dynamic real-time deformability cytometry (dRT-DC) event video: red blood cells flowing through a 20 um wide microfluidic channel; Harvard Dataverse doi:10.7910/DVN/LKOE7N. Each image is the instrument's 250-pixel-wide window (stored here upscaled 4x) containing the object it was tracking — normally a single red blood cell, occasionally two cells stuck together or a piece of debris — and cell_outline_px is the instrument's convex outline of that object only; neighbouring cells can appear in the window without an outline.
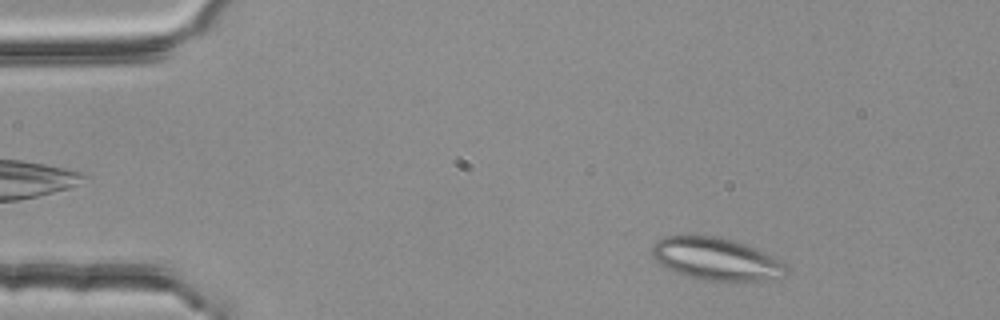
{"species": "common noctule bat (a hibernating species)", "species_latin": "Nyctalus noctula", "temperature_condition": "room temperature", "stored_images_in_passage": 3, "camera_frame_rate_fps": 3000, "um_per_image_px": 0.085, "animal": {"sex": "female", "body_mass_g": 25.1}, "frame": {"image": 1, "passage_image": 3, "time_ms": 0.667, "image_size_px": [1000, 320], "cell_outline_px": [[788, 272], [784, 276], [760, 280], [704, 280], [688, 276], [676, 272], [660, 264], [652, 256], [652, 248], [664, 236], [716, 236], [732, 240], [756, 248], [772, 256], [784, 264]], "centroid_in_image_um": [60.87, 22.01], "position_along_channel_um": 24.1, "area_um2": 32.43}}